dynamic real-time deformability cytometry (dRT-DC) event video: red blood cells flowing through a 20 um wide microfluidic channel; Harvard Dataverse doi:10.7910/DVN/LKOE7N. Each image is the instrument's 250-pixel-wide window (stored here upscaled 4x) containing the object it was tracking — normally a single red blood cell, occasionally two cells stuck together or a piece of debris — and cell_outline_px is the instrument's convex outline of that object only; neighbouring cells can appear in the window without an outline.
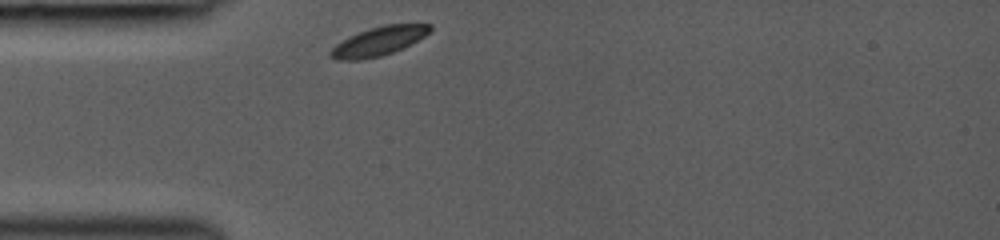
{"species": "common noctule bat (a hibernating species)", "species_latin": "Nyctalus noctula", "temperature_condition": "room temperature", "stored_images_in_passage": 5, "camera_frame_rate_fps": 3000, "um_per_image_px": 0.085, "animal": {"sex": "female", "body_mass_g": 19.0, "forearm_length_mm": 53.3}, "frame": {"image": 1, "passage_image": 1, "time_ms": 0.0, "image_size_px": [1000, 240], "cell_outline_px": [[432, 28], [424, 36], [392, 52], [380, 56], [360, 60], [336, 60], [328, 56], [328, 52], [336, 44], [348, 36], [368, 28], [384, 24], [432, 24]], "centroid_in_image_um": [32.11, 3.5], "position_along_channel_um": 52.9, "area_um2": 16.65}}
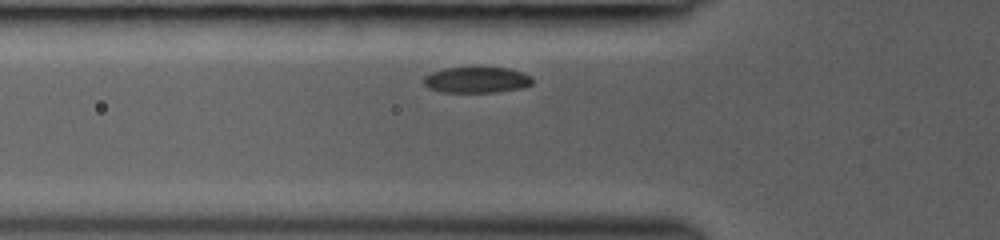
{"frame": {"image": 2, "passage_image": 4, "time_ms": 1.0, "image_size_px": [1000, 240], "cell_outline_px": [[532, 84], [524, 88], [496, 92], [444, 92], [428, 88], [424, 84], [424, 76], [432, 72], [444, 68], [508, 68], [532, 76]], "centroid_in_image_um": [40.53, 6.8], "position_along_channel_um": 85.3, "area_um2": 16.36}}